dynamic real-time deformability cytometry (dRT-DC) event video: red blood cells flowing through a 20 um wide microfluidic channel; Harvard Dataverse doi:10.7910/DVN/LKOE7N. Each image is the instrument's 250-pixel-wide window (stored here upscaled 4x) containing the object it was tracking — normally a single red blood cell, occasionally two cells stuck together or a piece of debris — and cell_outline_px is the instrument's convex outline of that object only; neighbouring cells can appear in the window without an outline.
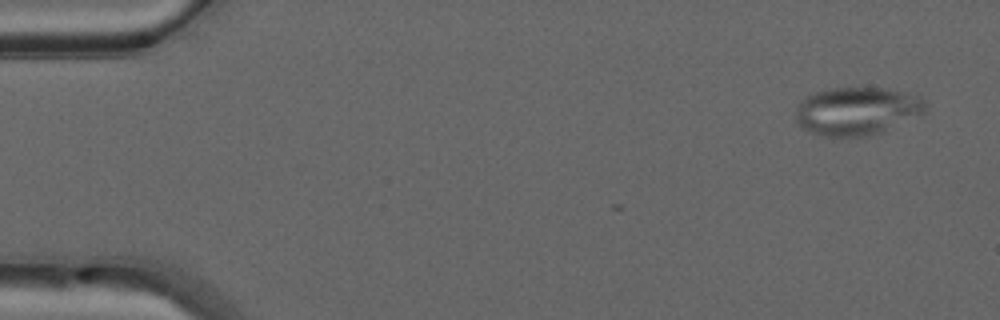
{"species": "common noctule bat (a hibernating species)", "species_latin": "Nyctalus noctula", "temperature_condition": "warm", "stored_images_in_passage": 4, "camera_frame_rate_fps": 3000, "um_per_image_px": 0.085, "animal": {"sex": "male", "forearm_length_mm": 52.5}, "frame": {"image": 1, "passage_image": 1, "time_ms": 0.0, "image_size_px": [1000, 320], "cell_outline_px": [[928, 108], [924, 112], [884, 132], [868, 136], [820, 136], [804, 128], [796, 120], [796, 108], [800, 100], [816, 92], [832, 88], [880, 88], [904, 92], [924, 96], [928, 104]], "centroid_in_image_um": [72.89, 9.43], "position_along_channel_um": 12.1, "area_um2": 36.41}}